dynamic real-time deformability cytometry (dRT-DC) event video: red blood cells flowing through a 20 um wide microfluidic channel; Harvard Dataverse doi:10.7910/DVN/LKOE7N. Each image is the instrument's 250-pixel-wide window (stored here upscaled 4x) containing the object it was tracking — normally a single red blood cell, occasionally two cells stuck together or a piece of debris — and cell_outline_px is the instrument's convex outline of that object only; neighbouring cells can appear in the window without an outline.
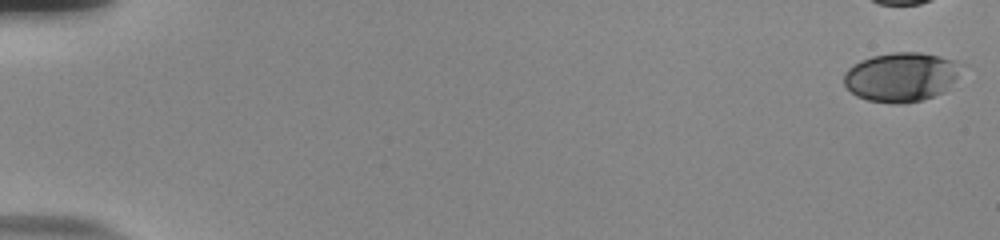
{"species": "human", "species_latin": "Homo sapiens", "temperature_condition": "room temperature", "stored_images_in_passage": 45, "camera_frame_rate_fps": 3000, "um_per_image_px": 0.085, "donor": {"sex": "male"}, "frame": {"image": 1, "passage_image": 1, "time_ms": 0.0, "image_size_px": [1000, 240], "cell_outline_px": [[968, 64], [944, 92], [920, 100], [900, 104], [892, 104], [868, 100], [856, 96], [844, 84], [844, 72], [852, 64], [860, 60], [872, 56], [892, 52], [920, 52], [940, 56]], "centroid_in_image_um": [76.63, 6.52], "position_along_channel_um": 8.4, "area_um2": 34.1}}